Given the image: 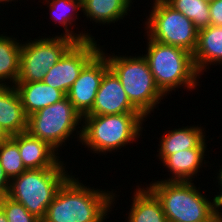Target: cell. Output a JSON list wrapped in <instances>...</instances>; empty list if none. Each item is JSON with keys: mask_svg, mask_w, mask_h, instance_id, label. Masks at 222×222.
<instances>
[{"mask_svg": "<svg viewBox=\"0 0 222 222\" xmlns=\"http://www.w3.org/2000/svg\"><path fill=\"white\" fill-rule=\"evenodd\" d=\"M206 150L208 148H194L166 156L161 162L171 176L162 181H193L195 176L197 177V173L200 172V168L206 167L203 164L209 163L204 160Z\"/></svg>", "mask_w": 222, "mask_h": 222, "instance_id": "2e32d148", "label": "cell"}, {"mask_svg": "<svg viewBox=\"0 0 222 222\" xmlns=\"http://www.w3.org/2000/svg\"><path fill=\"white\" fill-rule=\"evenodd\" d=\"M145 186L160 201L168 222H213L215 220L211 199L204 195L192 181L158 179L152 180Z\"/></svg>", "mask_w": 222, "mask_h": 222, "instance_id": "5b68a950", "label": "cell"}, {"mask_svg": "<svg viewBox=\"0 0 222 222\" xmlns=\"http://www.w3.org/2000/svg\"><path fill=\"white\" fill-rule=\"evenodd\" d=\"M81 122V114L65 96L62 100L28 116L27 132L33 137L46 141L60 152L62 146L67 145L66 142L69 138L72 140L77 135L74 138H77V141L80 142L82 134Z\"/></svg>", "mask_w": 222, "mask_h": 222, "instance_id": "52a82bcc", "label": "cell"}, {"mask_svg": "<svg viewBox=\"0 0 222 222\" xmlns=\"http://www.w3.org/2000/svg\"><path fill=\"white\" fill-rule=\"evenodd\" d=\"M140 113L129 101L116 74L109 68L102 78L92 109L84 116Z\"/></svg>", "mask_w": 222, "mask_h": 222, "instance_id": "7c38bea8", "label": "cell"}, {"mask_svg": "<svg viewBox=\"0 0 222 222\" xmlns=\"http://www.w3.org/2000/svg\"><path fill=\"white\" fill-rule=\"evenodd\" d=\"M193 61L200 75L211 65L222 66V26L209 25L198 30Z\"/></svg>", "mask_w": 222, "mask_h": 222, "instance_id": "9a60e30c", "label": "cell"}, {"mask_svg": "<svg viewBox=\"0 0 222 222\" xmlns=\"http://www.w3.org/2000/svg\"><path fill=\"white\" fill-rule=\"evenodd\" d=\"M14 86L18 91L27 117L62 100L66 96L61 90L53 88L42 81L16 83Z\"/></svg>", "mask_w": 222, "mask_h": 222, "instance_id": "ac0fdd59", "label": "cell"}, {"mask_svg": "<svg viewBox=\"0 0 222 222\" xmlns=\"http://www.w3.org/2000/svg\"><path fill=\"white\" fill-rule=\"evenodd\" d=\"M145 120L141 113L82 116L80 142L94 155L115 153L128 144L136 143L142 136Z\"/></svg>", "mask_w": 222, "mask_h": 222, "instance_id": "3957f363", "label": "cell"}, {"mask_svg": "<svg viewBox=\"0 0 222 222\" xmlns=\"http://www.w3.org/2000/svg\"><path fill=\"white\" fill-rule=\"evenodd\" d=\"M109 68L116 74L130 103L146 118L151 117L165 95L157 87L148 62L143 55L125 56L105 53Z\"/></svg>", "mask_w": 222, "mask_h": 222, "instance_id": "277c9868", "label": "cell"}, {"mask_svg": "<svg viewBox=\"0 0 222 222\" xmlns=\"http://www.w3.org/2000/svg\"><path fill=\"white\" fill-rule=\"evenodd\" d=\"M10 138V136L5 132V130L0 125V145L7 141Z\"/></svg>", "mask_w": 222, "mask_h": 222, "instance_id": "f1b7e54d", "label": "cell"}, {"mask_svg": "<svg viewBox=\"0 0 222 222\" xmlns=\"http://www.w3.org/2000/svg\"><path fill=\"white\" fill-rule=\"evenodd\" d=\"M137 187L126 222H168L157 197L145 185Z\"/></svg>", "mask_w": 222, "mask_h": 222, "instance_id": "44dd1931", "label": "cell"}, {"mask_svg": "<svg viewBox=\"0 0 222 222\" xmlns=\"http://www.w3.org/2000/svg\"><path fill=\"white\" fill-rule=\"evenodd\" d=\"M27 120L15 86L0 85V125L11 137L27 131Z\"/></svg>", "mask_w": 222, "mask_h": 222, "instance_id": "e0dca14e", "label": "cell"}, {"mask_svg": "<svg viewBox=\"0 0 222 222\" xmlns=\"http://www.w3.org/2000/svg\"><path fill=\"white\" fill-rule=\"evenodd\" d=\"M172 8L190 19L200 30L210 25L209 3L205 0H165Z\"/></svg>", "mask_w": 222, "mask_h": 222, "instance_id": "603a6c76", "label": "cell"}, {"mask_svg": "<svg viewBox=\"0 0 222 222\" xmlns=\"http://www.w3.org/2000/svg\"><path fill=\"white\" fill-rule=\"evenodd\" d=\"M0 164L9 180L27 170L23 165L18 145L11 138L0 145Z\"/></svg>", "mask_w": 222, "mask_h": 222, "instance_id": "cb8c5ba5", "label": "cell"}, {"mask_svg": "<svg viewBox=\"0 0 222 222\" xmlns=\"http://www.w3.org/2000/svg\"><path fill=\"white\" fill-rule=\"evenodd\" d=\"M21 40L0 34V85L14 86L19 77ZM12 82V83H11Z\"/></svg>", "mask_w": 222, "mask_h": 222, "instance_id": "7402d4cb", "label": "cell"}, {"mask_svg": "<svg viewBox=\"0 0 222 222\" xmlns=\"http://www.w3.org/2000/svg\"><path fill=\"white\" fill-rule=\"evenodd\" d=\"M41 3L49 7L50 18L54 25L61 24L64 27V31H62L64 33L59 35L69 37L75 42H84L95 39V36L93 37L91 33H87L86 31L83 32V30L82 32L76 31L75 33L74 30L71 29L74 27L73 22L75 23V20H78L79 15H81L78 14L79 10H82L81 0H48L46 1V4L45 2Z\"/></svg>", "mask_w": 222, "mask_h": 222, "instance_id": "d6986e66", "label": "cell"}, {"mask_svg": "<svg viewBox=\"0 0 222 222\" xmlns=\"http://www.w3.org/2000/svg\"><path fill=\"white\" fill-rule=\"evenodd\" d=\"M197 125L195 126H182L181 128H174L173 130L164 131L163 135L159 137L160 145L157 152L161 161L169 155H173L176 152L194 149V148H207L206 130ZM206 141V142H205Z\"/></svg>", "mask_w": 222, "mask_h": 222, "instance_id": "5bb4252c", "label": "cell"}, {"mask_svg": "<svg viewBox=\"0 0 222 222\" xmlns=\"http://www.w3.org/2000/svg\"><path fill=\"white\" fill-rule=\"evenodd\" d=\"M210 25L222 26V0L209 3Z\"/></svg>", "mask_w": 222, "mask_h": 222, "instance_id": "484cf974", "label": "cell"}, {"mask_svg": "<svg viewBox=\"0 0 222 222\" xmlns=\"http://www.w3.org/2000/svg\"><path fill=\"white\" fill-rule=\"evenodd\" d=\"M12 1H18V0H0V4L2 3L3 5L5 4H9L8 2H12ZM20 1V0H19Z\"/></svg>", "mask_w": 222, "mask_h": 222, "instance_id": "1f68e13d", "label": "cell"}, {"mask_svg": "<svg viewBox=\"0 0 222 222\" xmlns=\"http://www.w3.org/2000/svg\"><path fill=\"white\" fill-rule=\"evenodd\" d=\"M211 203L214 218L218 222H222V187H219V192H217V195H214Z\"/></svg>", "mask_w": 222, "mask_h": 222, "instance_id": "4316f807", "label": "cell"}, {"mask_svg": "<svg viewBox=\"0 0 222 222\" xmlns=\"http://www.w3.org/2000/svg\"><path fill=\"white\" fill-rule=\"evenodd\" d=\"M10 138L18 145L23 165L27 170L66 166L56 149L46 141L31 136L27 131Z\"/></svg>", "mask_w": 222, "mask_h": 222, "instance_id": "4fadbf2b", "label": "cell"}, {"mask_svg": "<svg viewBox=\"0 0 222 222\" xmlns=\"http://www.w3.org/2000/svg\"><path fill=\"white\" fill-rule=\"evenodd\" d=\"M81 181L71 175L62 184L42 222H105L109 218L117 204L114 189H97Z\"/></svg>", "mask_w": 222, "mask_h": 222, "instance_id": "6da1fadb", "label": "cell"}, {"mask_svg": "<svg viewBox=\"0 0 222 222\" xmlns=\"http://www.w3.org/2000/svg\"><path fill=\"white\" fill-rule=\"evenodd\" d=\"M108 69V60L106 56L99 51L83 67L79 77L66 94L67 98L81 116L86 115L92 109L102 78Z\"/></svg>", "mask_w": 222, "mask_h": 222, "instance_id": "8fae6325", "label": "cell"}, {"mask_svg": "<svg viewBox=\"0 0 222 222\" xmlns=\"http://www.w3.org/2000/svg\"><path fill=\"white\" fill-rule=\"evenodd\" d=\"M10 185V180L6 176L1 164H0V199L7 195Z\"/></svg>", "mask_w": 222, "mask_h": 222, "instance_id": "83f0119b", "label": "cell"}, {"mask_svg": "<svg viewBox=\"0 0 222 222\" xmlns=\"http://www.w3.org/2000/svg\"><path fill=\"white\" fill-rule=\"evenodd\" d=\"M81 6L83 17L102 26L122 21L132 8L126 0H81Z\"/></svg>", "mask_w": 222, "mask_h": 222, "instance_id": "ffe728a7", "label": "cell"}, {"mask_svg": "<svg viewBox=\"0 0 222 222\" xmlns=\"http://www.w3.org/2000/svg\"><path fill=\"white\" fill-rule=\"evenodd\" d=\"M0 208L5 213L8 222H42L36 216L29 213L22 204L8 196H3L0 199Z\"/></svg>", "mask_w": 222, "mask_h": 222, "instance_id": "d4e9b609", "label": "cell"}, {"mask_svg": "<svg viewBox=\"0 0 222 222\" xmlns=\"http://www.w3.org/2000/svg\"><path fill=\"white\" fill-rule=\"evenodd\" d=\"M52 36L22 42L20 71L16 83L43 81L47 71L76 43L66 36Z\"/></svg>", "mask_w": 222, "mask_h": 222, "instance_id": "9c48e42d", "label": "cell"}, {"mask_svg": "<svg viewBox=\"0 0 222 222\" xmlns=\"http://www.w3.org/2000/svg\"><path fill=\"white\" fill-rule=\"evenodd\" d=\"M219 167H221V168L217 172V177H216V180L218 181L217 187L219 185H220L219 187H222V166H219Z\"/></svg>", "mask_w": 222, "mask_h": 222, "instance_id": "f546056e", "label": "cell"}, {"mask_svg": "<svg viewBox=\"0 0 222 222\" xmlns=\"http://www.w3.org/2000/svg\"><path fill=\"white\" fill-rule=\"evenodd\" d=\"M131 6L135 2L134 0H126Z\"/></svg>", "mask_w": 222, "mask_h": 222, "instance_id": "d6a6232c", "label": "cell"}, {"mask_svg": "<svg viewBox=\"0 0 222 222\" xmlns=\"http://www.w3.org/2000/svg\"><path fill=\"white\" fill-rule=\"evenodd\" d=\"M149 16L144 22L147 36L164 44L182 48L193 54L197 45L198 29L181 12L165 0H153Z\"/></svg>", "mask_w": 222, "mask_h": 222, "instance_id": "ba28073f", "label": "cell"}, {"mask_svg": "<svg viewBox=\"0 0 222 222\" xmlns=\"http://www.w3.org/2000/svg\"><path fill=\"white\" fill-rule=\"evenodd\" d=\"M67 172L66 166L26 170L10 180L6 196L42 221L58 189L72 175Z\"/></svg>", "mask_w": 222, "mask_h": 222, "instance_id": "8992f818", "label": "cell"}, {"mask_svg": "<svg viewBox=\"0 0 222 222\" xmlns=\"http://www.w3.org/2000/svg\"><path fill=\"white\" fill-rule=\"evenodd\" d=\"M98 39L84 42H76L63 56L53 65L44 76L42 82L61 90L65 95L72 84L79 77L83 67L100 51Z\"/></svg>", "mask_w": 222, "mask_h": 222, "instance_id": "30bf717a", "label": "cell"}, {"mask_svg": "<svg viewBox=\"0 0 222 222\" xmlns=\"http://www.w3.org/2000/svg\"><path fill=\"white\" fill-rule=\"evenodd\" d=\"M206 2H208V3H210V2H213V1H215V0H205Z\"/></svg>", "mask_w": 222, "mask_h": 222, "instance_id": "836d02e7", "label": "cell"}, {"mask_svg": "<svg viewBox=\"0 0 222 222\" xmlns=\"http://www.w3.org/2000/svg\"><path fill=\"white\" fill-rule=\"evenodd\" d=\"M0 222H8V219L6 218V215L1 208H0Z\"/></svg>", "mask_w": 222, "mask_h": 222, "instance_id": "4dcf8cb0", "label": "cell"}, {"mask_svg": "<svg viewBox=\"0 0 222 222\" xmlns=\"http://www.w3.org/2000/svg\"><path fill=\"white\" fill-rule=\"evenodd\" d=\"M146 37L147 47L142 55L148 62L157 87L165 96L180 87L191 92L201 85V75L195 67L192 53Z\"/></svg>", "mask_w": 222, "mask_h": 222, "instance_id": "7a4b0ae2", "label": "cell"}]
</instances>
